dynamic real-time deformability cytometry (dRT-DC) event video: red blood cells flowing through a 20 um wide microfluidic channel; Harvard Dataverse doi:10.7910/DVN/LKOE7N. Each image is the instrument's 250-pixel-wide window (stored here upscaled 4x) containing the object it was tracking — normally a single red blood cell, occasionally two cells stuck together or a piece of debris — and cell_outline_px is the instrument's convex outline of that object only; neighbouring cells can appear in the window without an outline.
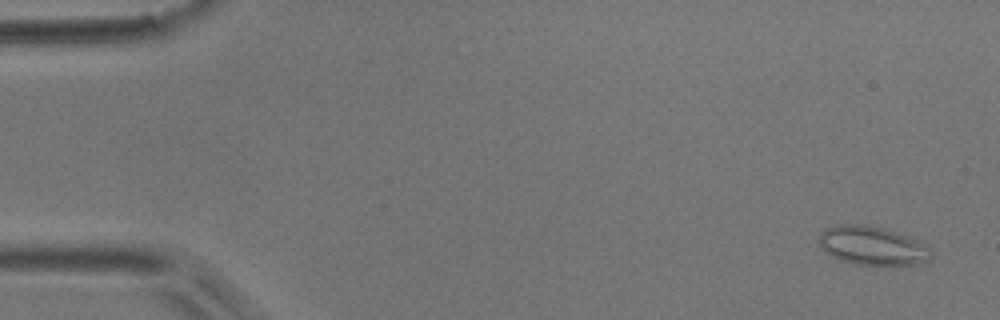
{"species": "common noctule bat (a hibernating species)", "species_latin": "Nyctalus noctula", "temperature_condition": "room temperature", "stored_images_in_passage": 5, "camera_frame_rate_fps": 3000, "um_per_image_px": 0.085, "animal": {"sex": "male", "body_mass_g": 17.9}, "frame": {"image": 1, "passage_image": 1, "time_ms": 0.0, "image_size_px": [1000, 320], "cell_outline_px": [[932, 256], [928, 260], [920, 264], [852, 264], [840, 260], [832, 256], [820, 244], [820, 232], [836, 224], [868, 224], [916, 240], [928, 248], [932, 252]], "centroid_in_image_um": [74.12, 20.88], "position_along_channel_um": 10.9, "area_um2": 24.62}}